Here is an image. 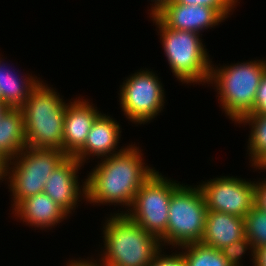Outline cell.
Instances as JSON below:
<instances>
[{"mask_svg": "<svg viewBox=\"0 0 266 266\" xmlns=\"http://www.w3.org/2000/svg\"><path fill=\"white\" fill-rule=\"evenodd\" d=\"M178 4L183 5H202L215 9L224 19H226L229 12L234 9L238 0H174Z\"/></svg>", "mask_w": 266, "mask_h": 266, "instance_id": "cell-23", "label": "cell"}, {"mask_svg": "<svg viewBox=\"0 0 266 266\" xmlns=\"http://www.w3.org/2000/svg\"><path fill=\"white\" fill-rule=\"evenodd\" d=\"M168 28L199 34L225 20L215 9L202 5H183L170 0L155 14Z\"/></svg>", "mask_w": 266, "mask_h": 266, "instance_id": "cell-12", "label": "cell"}, {"mask_svg": "<svg viewBox=\"0 0 266 266\" xmlns=\"http://www.w3.org/2000/svg\"><path fill=\"white\" fill-rule=\"evenodd\" d=\"M248 249H253L251 251V254L253 256L252 262L255 263V250L252 243L246 236L228 246H225L221 249V252L231 266H241V257L246 253L245 251H247Z\"/></svg>", "mask_w": 266, "mask_h": 266, "instance_id": "cell-22", "label": "cell"}, {"mask_svg": "<svg viewBox=\"0 0 266 266\" xmlns=\"http://www.w3.org/2000/svg\"><path fill=\"white\" fill-rule=\"evenodd\" d=\"M255 205L261 210L266 211V180L255 184Z\"/></svg>", "mask_w": 266, "mask_h": 266, "instance_id": "cell-26", "label": "cell"}, {"mask_svg": "<svg viewBox=\"0 0 266 266\" xmlns=\"http://www.w3.org/2000/svg\"><path fill=\"white\" fill-rule=\"evenodd\" d=\"M185 251L181 255L186 266H231L221 250L201 242L181 246Z\"/></svg>", "mask_w": 266, "mask_h": 266, "instance_id": "cell-20", "label": "cell"}, {"mask_svg": "<svg viewBox=\"0 0 266 266\" xmlns=\"http://www.w3.org/2000/svg\"><path fill=\"white\" fill-rule=\"evenodd\" d=\"M168 216L166 235L160 240L161 246L167 243L177 248L201 242L207 207L200 187L180 184L171 195Z\"/></svg>", "mask_w": 266, "mask_h": 266, "instance_id": "cell-6", "label": "cell"}, {"mask_svg": "<svg viewBox=\"0 0 266 266\" xmlns=\"http://www.w3.org/2000/svg\"><path fill=\"white\" fill-rule=\"evenodd\" d=\"M249 114H266V71L256 93L254 109Z\"/></svg>", "mask_w": 266, "mask_h": 266, "instance_id": "cell-24", "label": "cell"}, {"mask_svg": "<svg viewBox=\"0 0 266 266\" xmlns=\"http://www.w3.org/2000/svg\"><path fill=\"white\" fill-rule=\"evenodd\" d=\"M161 252L155 256L151 266H186L181 252L179 254L175 253L174 255H164Z\"/></svg>", "mask_w": 266, "mask_h": 266, "instance_id": "cell-25", "label": "cell"}, {"mask_svg": "<svg viewBox=\"0 0 266 266\" xmlns=\"http://www.w3.org/2000/svg\"><path fill=\"white\" fill-rule=\"evenodd\" d=\"M244 221L245 236L252 243L254 250L266 246V211L255 205Z\"/></svg>", "mask_w": 266, "mask_h": 266, "instance_id": "cell-21", "label": "cell"}, {"mask_svg": "<svg viewBox=\"0 0 266 266\" xmlns=\"http://www.w3.org/2000/svg\"><path fill=\"white\" fill-rule=\"evenodd\" d=\"M120 125L105 114H100L86 137L84 146L74 155V157L83 165L88 156L109 157L123 149L117 150V144L120 137ZM87 157V158H86ZM86 158V159H85Z\"/></svg>", "mask_w": 266, "mask_h": 266, "instance_id": "cell-14", "label": "cell"}, {"mask_svg": "<svg viewBox=\"0 0 266 266\" xmlns=\"http://www.w3.org/2000/svg\"><path fill=\"white\" fill-rule=\"evenodd\" d=\"M95 262H96V260L93 262V259H92V261L91 260L85 261V259L84 260L81 259L80 261L79 260L78 261L72 260V261H70L69 264L67 263V266H99L97 264V262L96 263Z\"/></svg>", "mask_w": 266, "mask_h": 266, "instance_id": "cell-28", "label": "cell"}, {"mask_svg": "<svg viewBox=\"0 0 266 266\" xmlns=\"http://www.w3.org/2000/svg\"><path fill=\"white\" fill-rule=\"evenodd\" d=\"M179 185L155 171L135 194L130 212L125 214L161 240L166 235L171 195Z\"/></svg>", "mask_w": 266, "mask_h": 266, "instance_id": "cell-8", "label": "cell"}, {"mask_svg": "<svg viewBox=\"0 0 266 266\" xmlns=\"http://www.w3.org/2000/svg\"><path fill=\"white\" fill-rule=\"evenodd\" d=\"M245 237L244 218L207 210L201 243L221 250Z\"/></svg>", "mask_w": 266, "mask_h": 266, "instance_id": "cell-15", "label": "cell"}, {"mask_svg": "<svg viewBox=\"0 0 266 266\" xmlns=\"http://www.w3.org/2000/svg\"><path fill=\"white\" fill-rule=\"evenodd\" d=\"M101 263H98L99 266H110V265H107V264H101Z\"/></svg>", "mask_w": 266, "mask_h": 266, "instance_id": "cell-33", "label": "cell"}, {"mask_svg": "<svg viewBox=\"0 0 266 266\" xmlns=\"http://www.w3.org/2000/svg\"><path fill=\"white\" fill-rule=\"evenodd\" d=\"M66 157L58 149L26 147L11 158L7 165V175L10 180L8 186L14 196L13 207L30 196L42 193L49 175ZM9 164L14 165L11 168Z\"/></svg>", "mask_w": 266, "mask_h": 266, "instance_id": "cell-7", "label": "cell"}, {"mask_svg": "<svg viewBox=\"0 0 266 266\" xmlns=\"http://www.w3.org/2000/svg\"><path fill=\"white\" fill-rule=\"evenodd\" d=\"M7 165L8 160L0 154V180H2L3 177H7Z\"/></svg>", "mask_w": 266, "mask_h": 266, "instance_id": "cell-29", "label": "cell"}, {"mask_svg": "<svg viewBox=\"0 0 266 266\" xmlns=\"http://www.w3.org/2000/svg\"><path fill=\"white\" fill-rule=\"evenodd\" d=\"M254 266H266V246L255 249Z\"/></svg>", "mask_w": 266, "mask_h": 266, "instance_id": "cell-27", "label": "cell"}, {"mask_svg": "<svg viewBox=\"0 0 266 266\" xmlns=\"http://www.w3.org/2000/svg\"><path fill=\"white\" fill-rule=\"evenodd\" d=\"M131 144L103 158L86 180V199L94 204L131 205L142 184L156 171L144 166L141 151ZM143 161V162H142Z\"/></svg>", "mask_w": 266, "mask_h": 266, "instance_id": "cell-1", "label": "cell"}, {"mask_svg": "<svg viewBox=\"0 0 266 266\" xmlns=\"http://www.w3.org/2000/svg\"><path fill=\"white\" fill-rule=\"evenodd\" d=\"M13 212L30 226L52 227L67 218L68 214L46 193L42 192L22 200Z\"/></svg>", "mask_w": 266, "mask_h": 266, "instance_id": "cell-16", "label": "cell"}, {"mask_svg": "<svg viewBox=\"0 0 266 266\" xmlns=\"http://www.w3.org/2000/svg\"><path fill=\"white\" fill-rule=\"evenodd\" d=\"M101 261L110 266H151L161 251L160 240L146 232L130 219L125 212L107 218Z\"/></svg>", "mask_w": 266, "mask_h": 266, "instance_id": "cell-2", "label": "cell"}, {"mask_svg": "<svg viewBox=\"0 0 266 266\" xmlns=\"http://www.w3.org/2000/svg\"><path fill=\"white\" fill-rule=\"evenodd\" d=\"M2 63L0 58L1 101L9 108L20 109L40 80L33 76H25V79H22L23 77L18 79L17 74H13L10 69H6L7 66Z\"/></svg>", "mask_w": 266, "mask_h": 266, "instance_id": "cell-18", "label": "cell"}, {"mask_svg": "<svg viewBox=\"0 0 266 266\" xmlns=\"http://www.w3.org/2000/svg\"><path fill=\"white\" fill-rule=\"evenodd\" d=\"M160 40L173 74L183 83H208L211 62L200 34L168 28L155 14Z\"/></svg>", "mask_w": 266, "mask_h": 266, "instance_id": "cell-5", "label": "cell"}, {"mask_svg": "<svg viewBox=\"0 0 266 266\" xmlns=\"http://www.w3.org/2000/svg\"><path fill=\"white\" fill-rule=\"evenodd\" d=\"M213 66L208 82H214L224 112L232 121L238 122L254 109L256 93L266 71V61L237 63L222 66L221 69Z\"/></svg>", "mask_w": 266, "mask_h": 266, "instance_id": "cell-4", "label": "cell"}, {"mask_svg": "<svg viewBox=\"0 0 266 266\" xmlns=\"http://www.w3.org/2000/svg\"><path fill=\"white\" fill-rule=\"evenodd\" d=\"M120 90V105L131 122L144 124L163 110L164 89L158 76L140 70L128 77Z\"/></svg>", "mask_w": 266, "mask_h": 266, "instance_id": "cell-9", "label": "cell"}, {"mask_svg": "<svg viewBox=\"0 0 266 266\" xmlns=\"http://www.w3.org/2000/svg\"><path fill=\"white\" fill-rule=\"evenodd\" d=\"M81 163L74 156H67L49 175L45 184L46 193L67 214L71 213L78 204L80 195L86 198V181L82 184V192L78 183L77 173Z\"/></svg>", "mask_w": 266, "mask_h": 266, "instance_id": "cell-11", "label": "cell"}, {"mask_svg": "<svg viewBox=\"0 0 266 266\" xmlns=\"http://www.w3.org/2000/svg\"><path fill=\"white\" fill-rule=\"evenodd\" d=\"M207 210L232 214L241 218L255 206V183L237 177L214 178L198 185Z\"/></svg>", "mask_w": 266, "mask_h": 266, "instance_id": "cell-10", "label": "cell"}, {"mask_svg": "<svg viewBox=\"0 0 266 266\" xmlns=\"http://www.w3.org/2000/svg\"><path fill=\"white\" fill-rule=\"evenodd\" d=\"M42 81L20 108L27 147L63 151V127L67 104Z\"/></svg>", "mask_w": 266, "mask_h": 266, "instance_id": "cell-3", "label": "cell"}, {"mask_svg": "<svg viewBox=\"0 0 266 266\" xmlns=\"http://www.w3.org/2000/svg\"><path fill=\"white\" fill-rule=\"evenodd\" d=\"M81 100H75L66 106L63 127V152L67 156H74L84 146L92 124L101 114L88 101Z\"/></svg>", "mask_w": 266, "mask_h": 266, "instance_id": "cell-13", "label": "cell"}, {"mask_svg": "<svg viewBox=\"0 0 266 266\" xmlns=\"http://www.w3.org/2000/svg\"><path fill=\"white\" fill-rule=\"evenodd\" d=\"M26 147L22 110L9 108L0 119V154L9 161Z\"/></svg>", "mask_w": 266, "mask_h": 266, "instance_id": "cell-17", "label": "cell"}, {"mask_svg": "<svg viewBox=\"0 0 266 266\" xmlns=\"http://www.w3.org/2000/svg\"><path fill=\"white\" fill-rule=\"evenodd\" d=\"M238 123L251 125L248 140L251 166L256 169L261 168L266 163V114H247Z\"/></svg>", "mask_w": 266, "mask_h": 266, "instance_id": "cell-19", "label": "cell"}, {"mask_svg": "<svg viewBox=\"0 0 266 266\" xmlns=\"http://www.w3.org/2000/svg\"><path fill=\"white\" fill-rule=\"evenodd\" d=\"M8 109L9 107L5 103L0 101V119L8 111Z\"/></svg>", "mask_w": 266, "mask_h": 266, "instance_id": "cell-31", "label": "cell"}, {"mask_svg": "<svg viewBox=\"0 0 266 266\" xmlns=\"http://www.w3.org/2000/svg\"><path fill=\"white\" fill-rule=\"evenodd\" d=\"M258 169H262V170H265L266 169V163L261 167V168H258Z\"/></svg>", "mask_w": 266, "mask_h": 266, "instance_id": "cell-32", "label": "cell"}, {"mask_svg": "<svg viewBox=\"0 0 266 266\" xmlns=\"http://www.w3.org/2000/svg\"><path fill=\"white\" fill-rule=\"evenodd\" d=\"M155 2L154 5L152 4L151 13L150 15L156 14L165 4H167L170 0H151Z\"/></svg>", "mask_w": 266, "mask_h": 266, "instance_id": "cell-30", "label": "cell"}]
</instances>
